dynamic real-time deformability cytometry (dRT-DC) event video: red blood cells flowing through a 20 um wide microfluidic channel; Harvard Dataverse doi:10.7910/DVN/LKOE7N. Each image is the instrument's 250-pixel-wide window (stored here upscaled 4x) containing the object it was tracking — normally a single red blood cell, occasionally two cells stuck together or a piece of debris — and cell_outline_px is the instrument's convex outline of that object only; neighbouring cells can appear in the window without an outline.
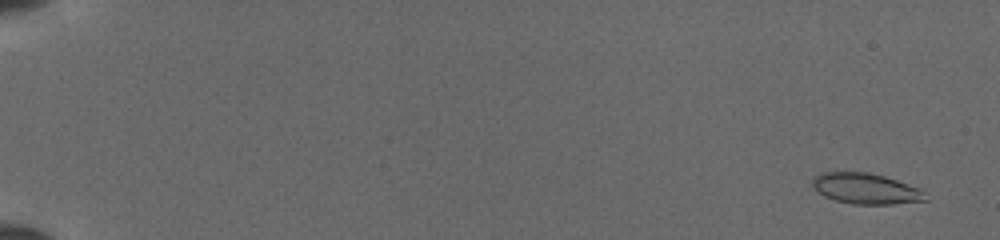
{"species": "common noctule bat (a hibernating species)", "species_latin": "Nyctalus noctula", "temperature_condition": "cold", "stored_images_in_passage": 51, "camera_frame_rate_fps": 3000, "um_per_image_px": 0.085, "animal": {"sex": "female", "body_mass_g": 19.5, "forearm_length_mm": 54.1}, "frame": {"image": 1, "passage_image": 3, "time_ms": 0.667, "image_size_px": [1000, 240], "cell_outline_px": [[928, 200], [892, 204], [852, 204], [836, 200], [824, 196], [812, 184], [812, 176], [820, 172], [868, 172], [884, 176], [920, 188], [928, 192]], "centroid_in_image_um": [73.63, 16.03], "position_along_channel_um": 11.4, "area_um2": 20.35}}
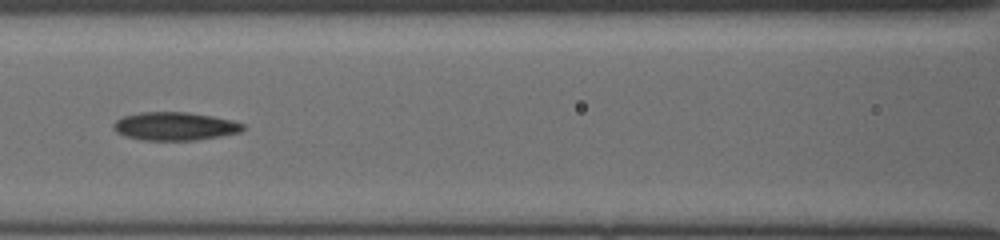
{"frame": {"image": 2, "passage_image": 26, "time_ms": 8.333, "image_size_px": [1000, 240], "cell_outline_px": [[244, 132], [196, 140], [144, 140], [124, 136], [116, 132], [112, 128], [112, 124], [116, 120], [124, 116], [140, 112], [188, 112], [212, 116], [232, 120], [244, 124]], "centroid_in_image_um": [14.86, 10.73], "position_along_channel_um": 151.7, "area_um2": 21.44}}
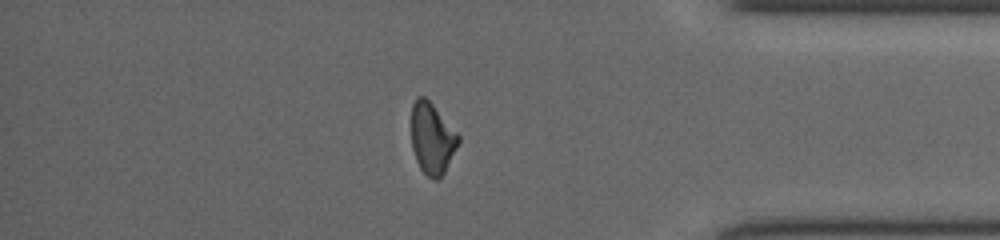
{"frame": {"image": 3, "passage_image": 45, "time_ms": 14.667, "image_size_px": [1000, 240], "cell_outline_px": [[460, 140], [444, 172], [436, 180], [432, 180], [420, 168], [416, 160], [412, 148], [412, 104], [416, 96], [424, 96], [432, 104], [460, 136]], "centroid_in_image_um": [36.71, 11.76], "position_along_channel_um": 398.5, "area_um2": 19.19}}